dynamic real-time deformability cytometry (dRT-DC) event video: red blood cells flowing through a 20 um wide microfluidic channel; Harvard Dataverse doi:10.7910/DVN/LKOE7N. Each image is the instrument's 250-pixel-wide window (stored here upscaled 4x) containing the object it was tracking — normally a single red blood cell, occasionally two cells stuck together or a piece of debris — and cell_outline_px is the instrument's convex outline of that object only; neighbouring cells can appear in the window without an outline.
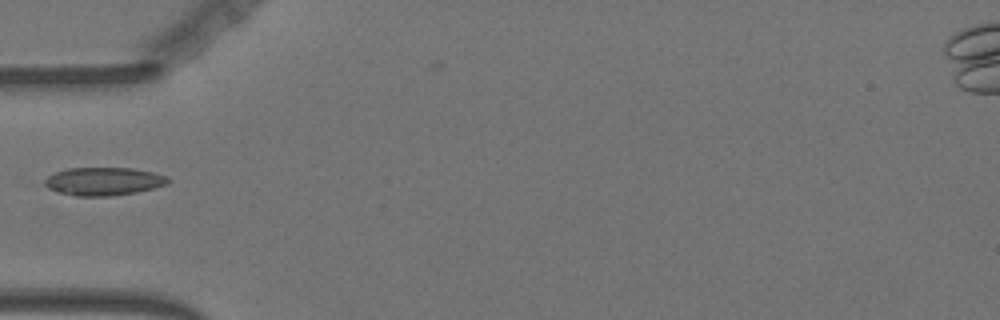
{"species": "Egyptian fruit bat (a non-hibernating species)", "species_latin": "Rousettus aegyptiacus", "temperature_condition": "warm", "stored_images_in_passage": 15, "camera_frame_rate_fps": 3000, "um_per_image_px": 0.085, "animal": {"sex": "female"}, "frame": {"image": 1, "passage_image": 1, "time_ms": 0.0, "image_size_px": [1000, 320], "cell_outline_px": [[172, 180], [168, 184], [136, 192], [108, 196], [76, 196], [60, 192], [48, 188], [44, 184], [44, 180], [48, 176], [56, 172], [68, 168], [132, 168], [152, 172], [164, 176]], "centroid_in_image_um": [8.8, 15.41], "position_along_channel_um": 76.2, "area_um2": 20.0}}
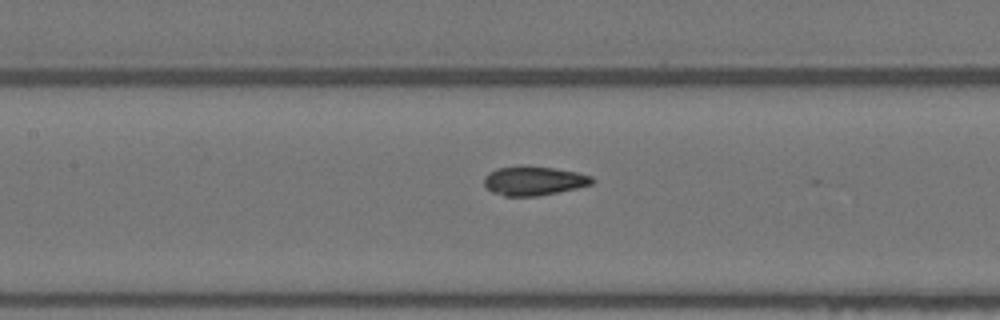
{"frame": {"image": 2, "passage_image": 8, "time_ms": 2.333, "image_size_px": [1000, 320], "cell_outline_px": [[596, 180], [592, 184], [576, 188], [536, 196], [504, 196], [492, 192], [484, 184], [484, 176], [488, 172], [496, 168], [556, 168], [576, 172], [592, 176]], "centroid_in_image_um": [45.38, 15.39], "position_along_channel_um": 162.0, "area_um2": 17.74}}
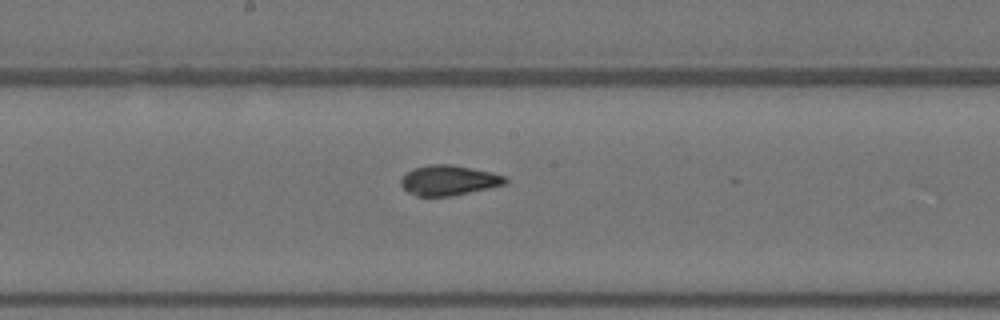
{"frame": {"image": 3, "passage_image": 12, "time_ms": 3.667, "image_size_px": [1000, 320], "cell_outline_px": [[508, 184], [452, 196], [416, 196], [408, 192], [400, 184], [400, 180], [412, 168], [428, 164], [452, 164], [492, 172], [504, 176], [508, 180]], "centroid_in_image_um": [38.16, 15.32], "position_along_channel_um": 210.0, "area_um2": 18.44}}